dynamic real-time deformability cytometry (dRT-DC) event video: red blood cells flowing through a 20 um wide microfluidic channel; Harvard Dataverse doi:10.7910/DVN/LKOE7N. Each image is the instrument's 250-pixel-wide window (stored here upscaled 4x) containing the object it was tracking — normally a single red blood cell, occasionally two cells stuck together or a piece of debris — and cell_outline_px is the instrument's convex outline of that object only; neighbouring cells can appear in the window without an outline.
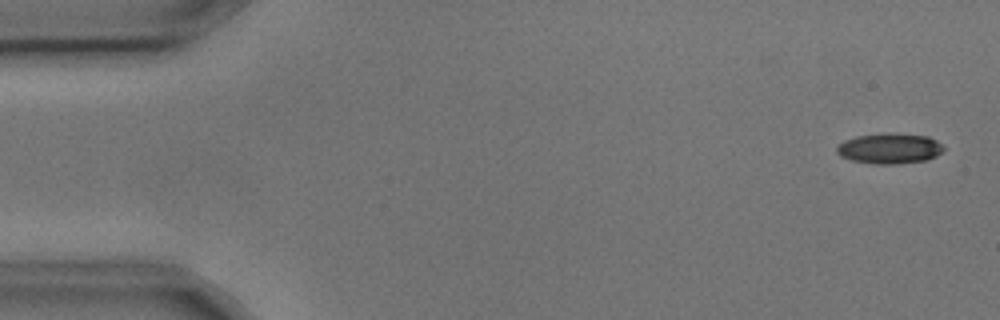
{"species": "common noctule bat (a hibernating species)", "species_latin": "Nyctalus noctula", "temperature_condition": "cold", "stored_images_in_passage": 3, "camera_frame_rate_fps": 3000, "um_per_image_px": 0.085, "animal": {"sex": "male", "body_mass_g": 17.9, "forearm_length_mm": 54.2}, "frame": {"image": 1, "passage_image": 1, "time_ms": 0.0, "image_size_px": [1000, 320], "cell_outline_px": [[944, 148], [936, 156], [928, 160], [892, 164], [876, 164], [852, 160], [840, 156], [836, 152], [836, 148], [844, 140], [856, 136], [888, 132], [928, 136], [936, 140]], "centroid_in_image_um": [75.6, 12.61], "position_along_channel_um": 9.4, "area_um2": 18.96}}